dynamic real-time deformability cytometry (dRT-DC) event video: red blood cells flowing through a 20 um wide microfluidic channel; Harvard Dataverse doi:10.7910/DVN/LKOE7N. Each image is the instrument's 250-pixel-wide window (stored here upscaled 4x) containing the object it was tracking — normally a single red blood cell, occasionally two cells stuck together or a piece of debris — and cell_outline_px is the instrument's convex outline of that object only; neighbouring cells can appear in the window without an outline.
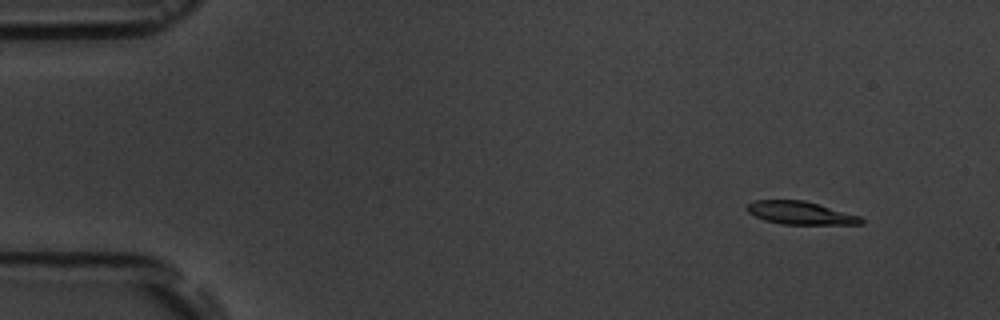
{"species": "common noctule bat (a hibernating species)", "species_latin": "Nyctalus noctula", "temperature_condition": "room temperature", "stored_images_in_passage": 4, "camera_frame_rate_fps": 3000, "um_per_image_px": 0.085, "animal": {"sex": "male", "body_mass_g": 19.5, "forearm_length_mm": 54.6}, "frame": {"image": 1, "passage_image": 1, "time_ms": 0.0, "image_size_px": [1000, 320], "cell_outline_px": [[864, 224], [784, 224], [764, 220], [748, 212], [744, 208], [748, 204], [756, 200], [804, 200], [860, 216], [864, 220]], "centroid_in_image_um": [68.03, 18.1], "position_along_channel_um": 17.0, "area_um2": 15.14}}
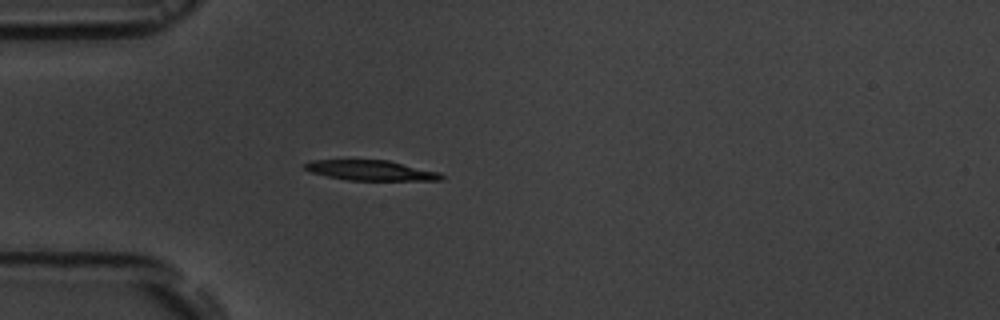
{"frame": {"image": 2, "passage_image": 4, "time_ms": 3.667, "image_size_px": [1000, 320], "cell_outline_px": [[444, 180], [348, 180], [328, 176], [312, 172], [304, 168], [304, 164], [312, 160], [388, 160], [440, 172], [444, 176]], "centroid_in_image_um": [31.57, 14.48], "position_along_channel_um": 53.4, "area_um2": 15.9}}